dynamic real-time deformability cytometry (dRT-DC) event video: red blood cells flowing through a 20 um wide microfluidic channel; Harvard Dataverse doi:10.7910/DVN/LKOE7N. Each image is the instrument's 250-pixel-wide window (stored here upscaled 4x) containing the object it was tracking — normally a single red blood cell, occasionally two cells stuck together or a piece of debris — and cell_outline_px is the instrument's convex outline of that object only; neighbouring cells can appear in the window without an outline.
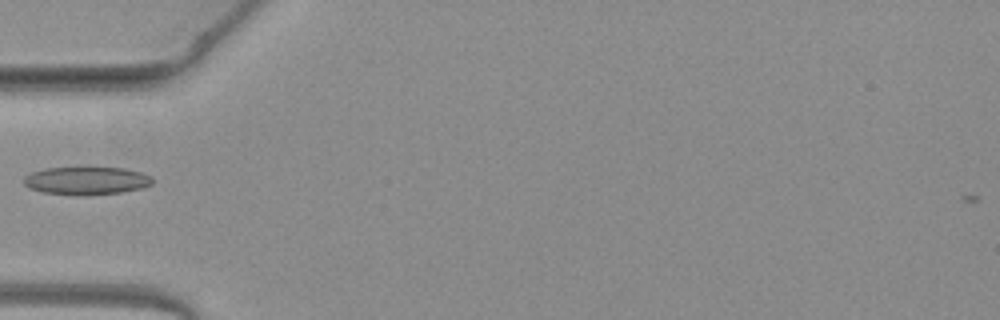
{"species": "common noctule bat (a hibernating species)", "species_latin": "Nyctalus noctula", "temperature_condition": "warm", "stored_images_in_passage": 34, "camera_frame_rate_fps": 3000, "um_per_image_px": 0.085, "animal": {"sex": "female", "body_mass_g": 19.3, "forearm_length_mm": 54.1}, "frame": {"image": 1, "passage_image": 1, "time_ms": 0.0, "image_size_px": [1000, 320], "cell_outline_px": [[152, 184], [140, 188], [120, 192], [88, 196], [76, 196], [44, 192], [28, 188], [24, 184], [24, 176], [32, 172], [44, 168], [124, 168], [140, 172], [152, 176]], "centroid_in_image_um": [7.32, 15.37], "position_along_channel_um": 77.7, "area_um2": 20.98}}
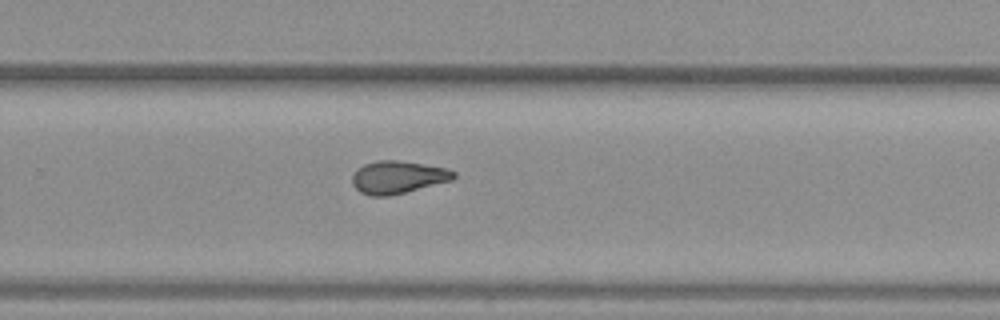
{"frame": {"image": 2, "passage_image": 17, "time_ms": 5.333, "image_size_px": [1000, 320], "cell_outline_px": [[456, 176], [452, 180], [388, 196], [372, 196], [360, 192], [352, 184], [352, 176], [364, 164], [376, 160], [396, 160], [444, 168], [456, 172]], "centroid_in_image_um": [33.79, 15.06], "position_along_channel_um": 296.0, "area_um2": 18.9}}
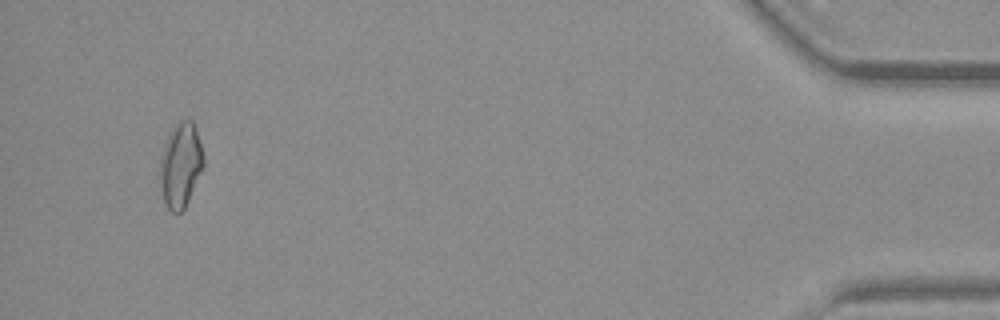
{"frame": {"image": 3, "passage_image": 32, "time_ms": 10.333, "image_size_px": [1000, 320], "cell_outline_px": [[204, 164], [188, 200], [184, 208], [180, 212], [172, 212], [164, 204], [160, 176], [160, 156], [168, 136], [172, 128], [180, 120], [192, 120], [196, 128], [204, 156]], "centroid_in_image_um": [15.35, 14.01], "position_along_channel_um": 419.9, "area_um2": 21.15}}